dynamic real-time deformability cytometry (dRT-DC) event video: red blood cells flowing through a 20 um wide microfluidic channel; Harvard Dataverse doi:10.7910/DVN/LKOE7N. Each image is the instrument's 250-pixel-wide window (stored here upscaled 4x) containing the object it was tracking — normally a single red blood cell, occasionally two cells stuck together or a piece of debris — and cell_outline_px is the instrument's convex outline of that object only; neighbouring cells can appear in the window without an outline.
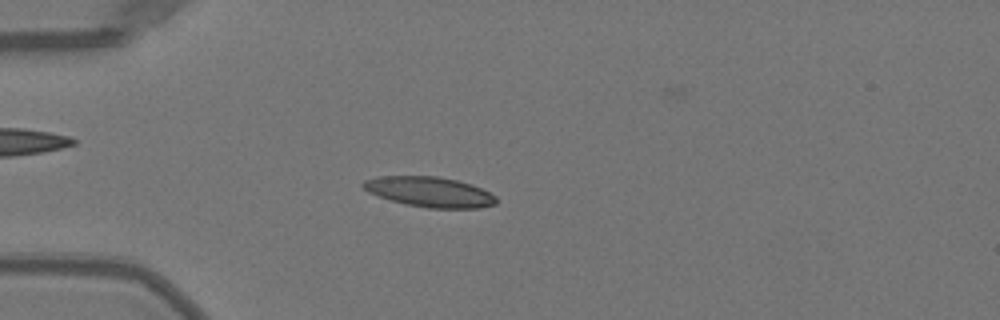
{"species": "Egyptian fruit bat (a non-hibernating species)", "species_latin": "Rousettus aegyptiacus", "temperature_condition": "warm", "stored_images_in_passage": 51, "camera_frame_rate_fps": 3000, "um_per_image_px": 0.085, "animal": {"sex": "female"}, "frame": {"image": 1, "passage_image": 14, "time_ms": 4.333, "image_size_px": [1000, 320], "cell_outline_px": [[496, 204], [480, 208], [428, 208], [404, 204], [368, 192], [360, 184], [364, 180], [376, 176], [436, 176], [456, 180], [472, 184], [496, 196]], "centroid_in_image_um": [36.5, 16.31], "position_along_channel_um": 48.5, "area_um2": 23.35}}
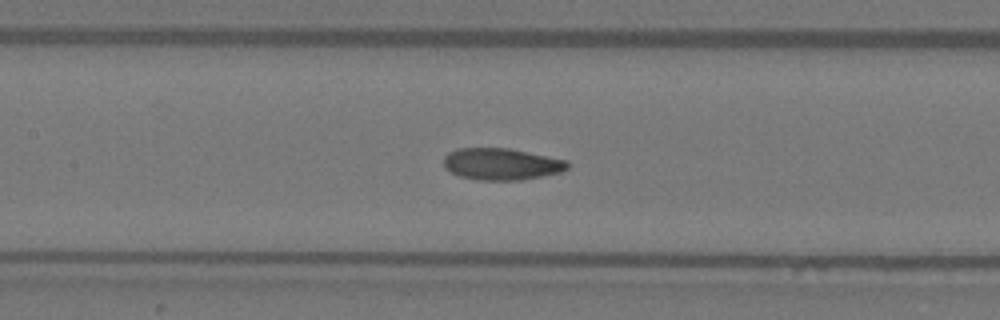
{"frame": {"image": 2, "passage_image": 24, "time_ms": 7.667, "image_size_px": [1000, 320], "cell_outline_px": [[568, 168], [560, 172], [520, 180], [480, 180], [460, 176], [452, 172], [444, 164], [444, 156], [448, 152], [456, 148], [508, 148], [568, 160]], "centroid_in_image_um": [42.62, 13.93], "position_along_channel_um": 164.8, "area_um2": 22.72}}
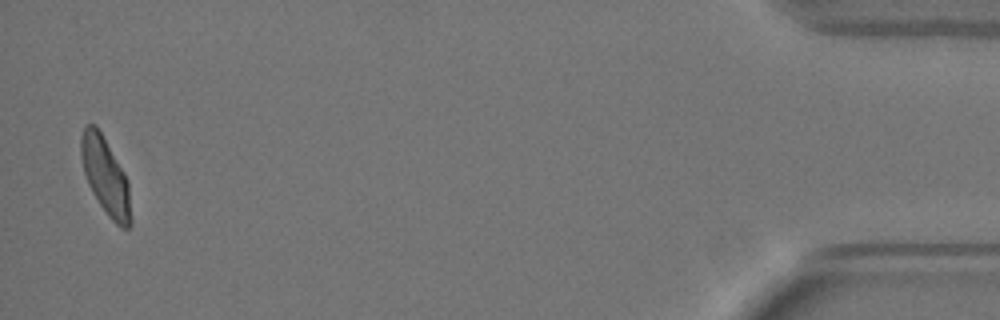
{"frame": {"image": 3, "passage_image": 50, "time_ms": 16.333, "image_size_px": [1000, 320], "cell_outline_px": [[132, 224], [128, 228], [120, 228], [108, 216], [92, 192], [88, 184], [84, 172], [80, 156], [80, 136], [84, 124], [96, 124], [128, 180], [132, 220]], "centroid_in_image_um": [8.96, 14.98], "position_along_channel_um": 426.2, "area_um2": 22.43}, "authors_computed_cell_mechanics": {"area_um2": 22.4264, "velocity_mm_per_s": 3.995, "shape_relaxation_time_tau1_ms": 4.5585, "shape_relaxation_time_tau2_ms": 1.1824, "deformation_change_tau1": 0.1778, "deformation_change_tau2": 0.0672}}